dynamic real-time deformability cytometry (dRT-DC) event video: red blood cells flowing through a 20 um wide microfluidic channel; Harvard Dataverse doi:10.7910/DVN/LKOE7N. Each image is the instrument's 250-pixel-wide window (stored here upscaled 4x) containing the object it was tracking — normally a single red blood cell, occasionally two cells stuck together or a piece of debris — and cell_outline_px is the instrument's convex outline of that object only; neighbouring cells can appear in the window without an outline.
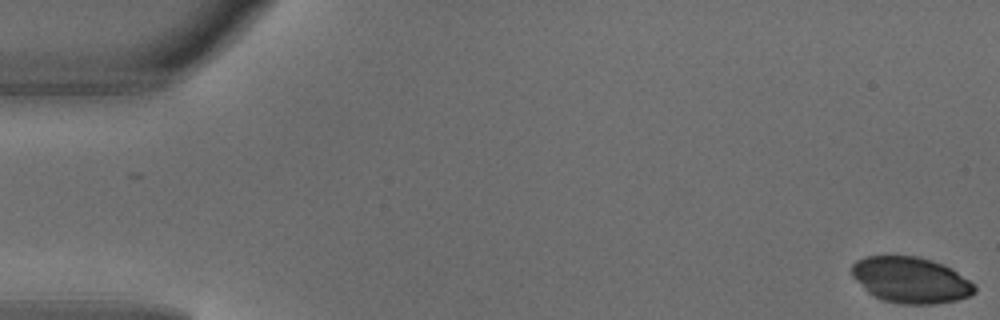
{"species": "common noctule bat (a hibernating species)", "species_latin": "Nyctalus noctula", "temperature_condition": "warm", "stored_images_in_passage": 5, "segment_of_instrument_passage": [2, 2], "camera_frame_rate_fps": 3000, "um_per_image_px": 0.085, "animal": {"sex": "male", "body_mass_g": 18.8}, "frame": {"image": 1, "passage_image": 5, "time_ms": 1.333, "image_size_px": [1000, 320], "cell_outline_px": [[976, 292], [968, 296], [956, 300], [932, 304], [900, 304], [884, 300], [868, 292], [852, 276], [852, 264], [856, 260], [864, 256], [916, 256], [932, 260], [944, 264], [952, 268], [976, 284]], "centroid_in_image_um": [77.43, 23.79], "position_along_channel_um": 7.6, "area_um2": 33.0}}